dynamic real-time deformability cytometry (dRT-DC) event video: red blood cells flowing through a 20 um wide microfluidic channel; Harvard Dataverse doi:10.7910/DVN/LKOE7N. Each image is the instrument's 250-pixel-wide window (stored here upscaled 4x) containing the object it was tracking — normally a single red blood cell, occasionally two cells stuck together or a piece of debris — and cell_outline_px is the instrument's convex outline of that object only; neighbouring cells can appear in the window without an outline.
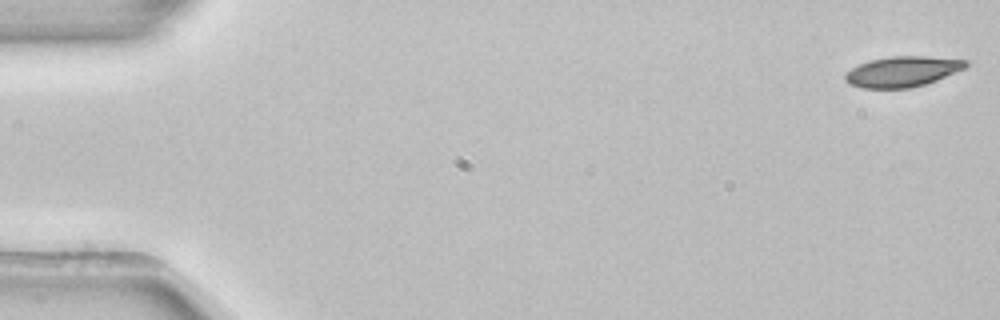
{"species": "common noctule bat (a hibernating species)", "species_latin": "Nyctalus noctula", "temperature_condition": "room temperature", "stored_images_in_passage": 53, "camera_frame_rate_fps": 3000, "um_per_image_px": 0.085, "animal": {"sex": "female", "body_mass_g": 22.7, "forearm_length_mm": 54.2}, "frame": {"image": 1, "passage_image": 1, "time_ms": 0.0, "image_size_px": [1000, 320], "cell_outline_px": [[968, 64], [964, 68], [936, 80], [924, 84], [908, 88], [860, 88], [848, 84], [844, 80], [844, 76], [852, 68], [868, 60], [892, 56], [928, 56], [968, 60]], "centroid_in_image_um": [76.67, 6.08], "position_along_channel_um": 8.3, "area_um2": 21.33}}
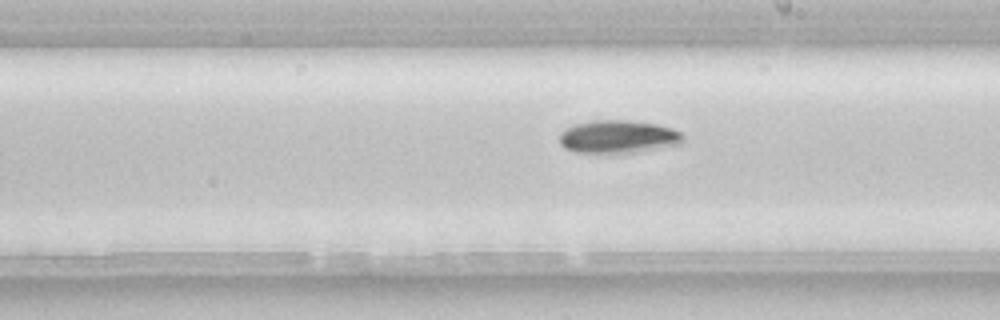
{"frame": {"image": 2, "passage_image": 30, "time_ms": 9.667, "image_size_px": [1000, 320], "cell_outline_px": [[684, 140], [680, 144], [616, 156], [612, 156], [576, 152], [564, 148], [560, 144], [560, 132], [576, 124], [592, 120], [628, 120], [656, 124], [672, 128], [680, 132], [684, 136]], "centroid_in_image_um": [52.53, 11.67], "position_along_channel_um": 236.5, "area_um2": 24.51}}
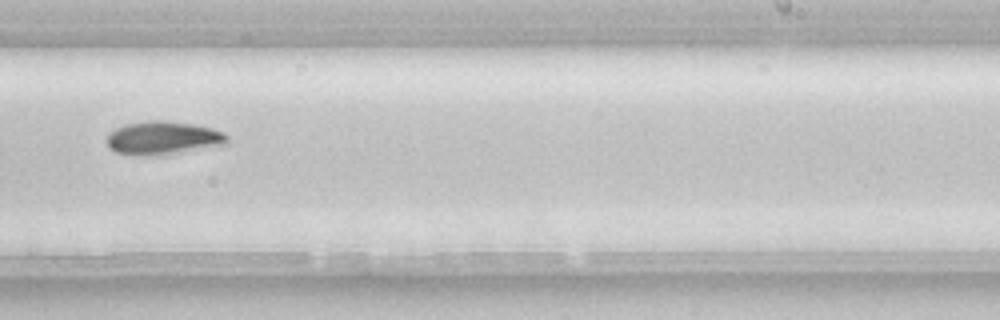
{"frame": {"image": 3, "passage_image": 33, "time_ms": 10.667, "image_size_px": [1000, 320], "cell_outline_px": [[228, 144], [172, 152], [140, 156], [136, 156], [116, 152], [108, 148], [104, 140], [108, 132], [124, 124], [144, 120], [164, 120], [192, 124], [212, 128], [224, 132], [228, 136]], "centroid_in_image_um": [13.77, 11.7], "position_along_channel_um": 275.2, "area_um2": 23.35}, "authors_computed_cell_mechanics": {"area_um2": 22.253, "velocity_mm_per_s": 3.8979, "shape_relaxation_time_tau1_ms": 3.5547, "shape_relaxation_time_tau2_ms": null, "deformation_change_tau1": 0.1065, "deformation_change_tau2": null}}